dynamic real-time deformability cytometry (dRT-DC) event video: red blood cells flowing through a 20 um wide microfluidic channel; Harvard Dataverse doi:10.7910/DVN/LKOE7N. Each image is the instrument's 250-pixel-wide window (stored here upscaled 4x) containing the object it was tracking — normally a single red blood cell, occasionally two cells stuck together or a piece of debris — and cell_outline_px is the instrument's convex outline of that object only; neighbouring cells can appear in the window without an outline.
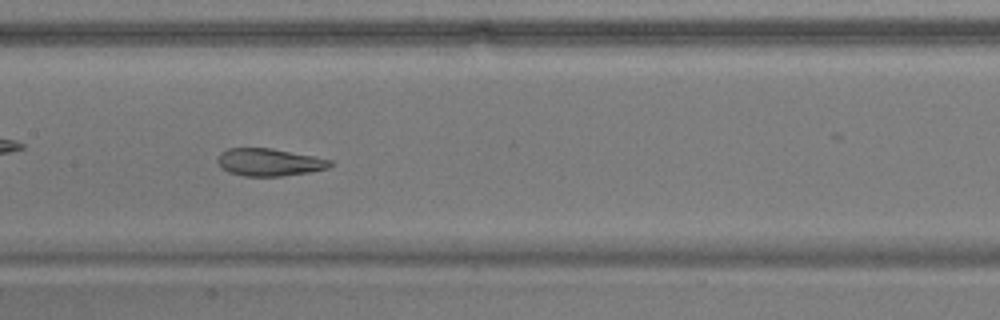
{"species": "common noctule bat (a hibernating species)", "species_latin": "Nyctalus noctula", "temperature_condition": "warm", "stored_images_in_passage": 40, "camera_frame_rate_fps": 3000, "um_per_image_px": 0.085, "animal": {"sex": "male", "body_mass_g": 17.9}, "frame": {"image": 1, "passage_image": 12, "time_ms": 3.667, "image_size_px": [1000, 320], "cell_outline_px": [[336, 164], [328, 168], [308, 172], [280, 176], [244, 176], [228, 172], [220, 168], [216, 160], [220, 152], [228, 148], [272, 148], [332, 160]], "centroid_in_image_um": [22.86, 13.79], "position_along_channel_um": 184.5, "area_um2": 18.15}}
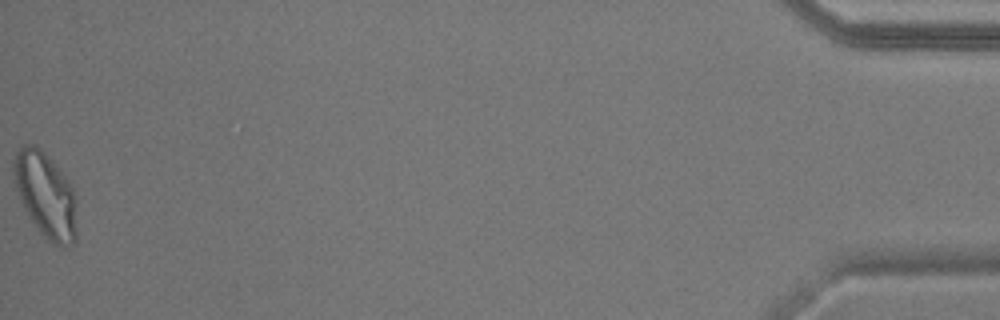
{"frame": {"image": 2, "passage_image": 40, "time_ms": 13.0, "image_size_px": [1000, 320], "cell_outline_px": [[76, 244], [64, 248], [52, 244], [40, 232], [32, 220], [20, 200], [16, 188], [12, 172], [12, 164], [16, 152], [24, 144], [36, 144], [48, 156], [64, 176], [72, 188], [76, 204]], "centroid_in_image_um": [3.88, 16.6], "position_along_channel_um": 431.3, "area_um2": 31.39}, "authors_computed_cell_mechanics": {"area_um2": 19.4497, "velocity_mm_per_s": 3.6896, "shape_relaxation_time_tau1_ms": null, "shape_relaxation_time_tau2_ms": 3.3667, "deformation_change_tau1": null, "deformation_change_tau2": 0.0591}}